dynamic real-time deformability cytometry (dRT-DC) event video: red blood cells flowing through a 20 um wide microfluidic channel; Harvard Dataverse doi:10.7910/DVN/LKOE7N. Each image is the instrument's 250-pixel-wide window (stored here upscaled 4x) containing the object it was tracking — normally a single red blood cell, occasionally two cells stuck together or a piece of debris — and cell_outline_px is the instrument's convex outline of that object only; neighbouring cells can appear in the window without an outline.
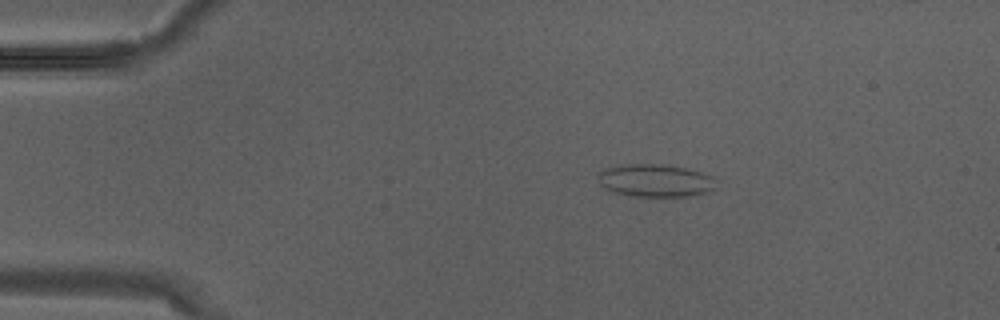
{"species": "Egyptian fruit bat (a non-hibernating species)", "species_latin": "Rousettus aegyptiacus", "temperature_condition": "warm", "stored_images_in_passage": 2, "camera_frame_rate_fps": 3000, "um_per_image_px": 0.085, "animal": {"sex": "male"}, "frame": {"image": 1, "passage_image": 1, "time_ms": 0.0, "image_size_px": [1000, 320], "cell_outline_px": [[716, 188], [704, 192], [688, 196], [632, 196], [612, 192], [604, 188], [600, 184], [596, 176], [596, 172], [620, 164], [664, 164], [684, 168], [700, 172], [712, 176]], "centroid_in_image_um": [55.62, 15.34], "position_along_channel_um": 29.4, "area_um2": 22.54}}